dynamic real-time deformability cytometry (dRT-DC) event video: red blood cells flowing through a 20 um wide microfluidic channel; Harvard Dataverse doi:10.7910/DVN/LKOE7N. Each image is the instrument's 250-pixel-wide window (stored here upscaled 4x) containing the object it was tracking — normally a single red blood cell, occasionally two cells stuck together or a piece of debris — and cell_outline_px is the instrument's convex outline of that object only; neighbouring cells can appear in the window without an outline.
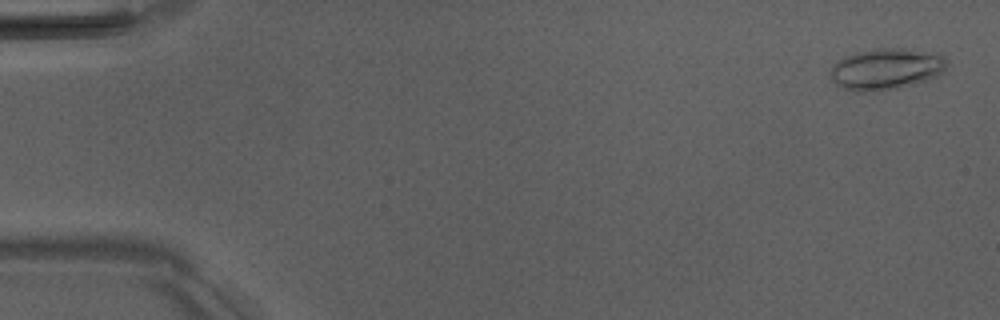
{"species": "Egyptian fruit bat (a non-hibernating species)", "species_latin": "Rousettus aegyptiacus", "temperature_condition": "room temperature", "stored_images_in_passage": 5, "camera_frame_rate_fps": 3000, "um_per_image_px": 0.085, "animal": {"sex": "male"}, "frame": {"image": 1, "passage_image": 1, "time_ms": 0.0, "image_size_px": [1000, 320], "cell_outline_px": [[948, 64], [944, 72], [940, 76], [912, 84], [896, 88], [876, 92], [856, 92], [844, 88], [836, 84], [832, 80], [832, 68], [836, 60], [844, 56], [856, 52], [876, 48], [904, 48], [940, 52], [944, 56]], "centroid_in_image_um": [75.38, 5.85], "position_along_channel_um": 9.6, "area_um2": 28.55}}